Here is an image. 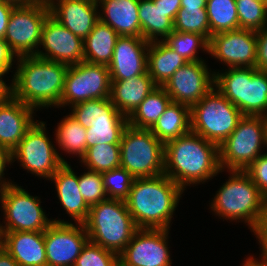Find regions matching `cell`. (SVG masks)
<instances>
[{
    "label": "cell",
    "mask_w": 267,
    "mask_h": 266,
    "mask_svg": "<svg viewBox=\"0 0 267 266\" xmlns=\"http://www.w3.org/2000/svg\"><path fill=\"white\" fill-rule=\"evenodd\" d=\"M36 110L12 95L0 102V147L13 150L34 124ZM34 113V114H33Z\"/></svg>",
    "instance_id": "cell-22"
},
{
    "label": "cell",
    "mask_w": 267,
    "mask_h": 266,
    "mask_svg": "<svg viewBox=\"0 0 267 266\" xmlns=\"http://www.w3.org/2000/svg\"><path fill=\"white\" fill-rule=\"evenodd\" d=\"M228 181L216 191L210 202V210L218 217L229 221L247 223L252 231L267 200L250 177L239 170H230Z\"/></svg>",
    "instance_id": "cell-4"
},
{
    "label": "cell",
    "mask_w": 267,
    "mask_h": 266,
    "mask_svg": "<svg viewBox=\"0 0 267 266\" xmlns=\"http://www.w3.org/2000/svg\"><path fill=\"white\" fill-rule=\"evenodd\" d=\"M264 1V4L266 6V9H267V0H263Z\"/></svg>",
    "instance_id": "cell-54"
},
{
    "label": "cell",
    "mask_w": 267,
    "mask_h": 266,
    "mask_svg": "<svg viewBox=\"0 0 267 266\" xmlns=\"http://www.w3.org/2000/svg\"><path fill=\"white\" fill-rule=\"evenodd\" d=\"M150 131L163 144L188 134L191 131L190 107L171 101Z\"/></svg>",
    "instance_id": "cell-28"
},
{
    "label": "cell",
    "mask_w": 267,
    "mask_h": 266,
    "mask_svg": "<svg viewBox=\"0 0 267 266\" xmlns=\"http://www.w3.org/2000/svg\"><path fill=\"white\" fill-rule=\"evenodd\" d=\"M50 15L83 40L99 21L97 0H47Z\"/></svg>",
    "instance_id": "cell-21"
},
{
    "label": "cell",
    "mask_w": 267,
    "mask_h": 266,
    "mask_svg": "<svg viewBox=\"0 0 267 266\" xmlns=\"http://www.w3.org/2000/svg\"><path fill=\"white\" fill-rule=\"evenodd\" d=\"M206 64V61L187 62L173 73L163 86L172 102L191 108L215 86V73Z\"/></svg>",
    "instance_id": "cell-17"
},
{
    "label": "cell",
    "mask_w": 267,
    "mask_h": 266,
    "mask_svg": "<svg viewBox=\"0 0 267 266\" xmlns=\"http://www.w3.org/2000/svg\"><path fill=\"white\" fill-rule=\"evenodd\" d=\"M163 42L187 62L205 61L197 55L198 49L203 50V53H209V40L197 33L173 31Z\"/></svg>",
    "instance_id": "cell-34"
},
{
    "label": "cell",
    "mask_w": 267,
    "mask_h": 266,
    "mask_svg": "<svg viewBox=\"0 0 267 266\" xmlns=\"http://www.w3.org/2000/svg\"><path fill=\"white\" fill-rule=\"evenodd\" d=\"M54 182L57 198L66 214H69L75 223L83 224L89 213L90 207L85 202L78 185V175L71 165L64 163L49 179Z\"/></svg>",
    "instance_id": "cell-25"
},
{
    "label": "cell",
    "mask_w": 267,
    "mask_h": 266,
    "mask_svg": "<svg viewBox=\"0 0 267 266\" xmlns=\"http://www.w3.org/2000/svg\"><path fill=\"white\" fill-rule=\"evenodd\" d=\"M108 199L126 200L130 194L134 177L122 167L101 173Z\"/></svg>",
    "instance_id": "cell-38"
},
{
    "label": "cell",
    "mask_w": 267,
    "mask_h": 266,
    "mask_svg": "<svg viewBox=\"0 0 267 266\" xmlns=\"http://www.w3.org/2000/svg\"><path fill=\"white\" fill-rule=\"evenodd\" d=\"M99 20L119 36L142 37L139 21V0H97ZM102 11V12H101Z\"/></svg>",
    "instance_id": "cell-24"
},
{
    "label": "cell",
    "mask_w": 267,
    "mask_h": 266,
    "mask_svg": "<svg viewBox=\"0 0 267 266\" xmlns=\"http://www.w3.org/2000/svg\"><path fill=\"white\" fill-rule=\"evenodd\" d=\"M0 245L19 266H47L44 231L0 232Z\"/></svg>",
    "instance_id": "cell-23"
},
{
    "label": "cell",
    "mask_w": 267,
    "mask_h": 266,
    "mask_svg": "<svg viewBox=\"0 0 267 266\" xmlns=\"http://www.w3.org/2000/svg\"><path fill=\"white\" fill-rule=\"evenodd\" d=\"M85 169L106 172L120 167V144H95L80 159Z\"/></svg>",
    "instance_id": "cell-35"
},
{
    "label": "cell",
    "mask_w": 267,
    "mask_h": 266,
    "mask_svg": "<svg viewBox=\"0 0 267 266\" xmlns=\"http://www.w3.org/2000/svg\"><path fill=\"white\" fill-rule=\"evenodd\" d=\"M147 71L156 86L163 87L173 73L187 61L163 41H152L147 51Z\"/></svg>",
    "instance_id": "cell-27"
},
{
    "label": "cell",
    "mask_w": 267,
    "mask_h": 266,
    "mask_svg": "<svg viewBox=\"0 0 267 266\" xmlns=\"http://www.w3.org/2000/svg\"><path fill=\"white\" fill-rule=\"evenodd\" d=\"M120 167L134 178L164 174V144L150 129L128 124L120 141Z\"/></svg>",
    "instance_id": "cell-9"
},
{
    "label": "cell",
    "mask_w": 267,
    "mask_h": 266,
    "mask_svg": "<svg viewBox=\"0 0 267 266\" xmlns=\"http://www.w3.org/2000/svg\"><path fill=\"white\" fill-rule=\"evenodd\" d=\"M181 7L206 8V0H181Z\"/></svg>",
    "instance_id": "cell-51"
},
{
    "label": "cell",
    "mask_w": 267,
    "mask_h": 266,
    "mask_svg": "<svg viewBox=\"0 0 267 266\" xmlns=\"http://www.w3.org/2000/svg\"><path fill=\"white\" fill-rule=\"evenodd\" d=\"M239 28L260 31L267 26V9L263 0H235Z\"/></svg>",
    "instance_id": "cell-37"
},
{
    "label": "cell",
    "mask_w": 267,
    "mask_h": 266,
    "mask_svg": "<svg viewBox=\"0 0 267 266\" xmlns=\"http://www.w3.org/2000/svg\"><path fill=\"white\" fill-rule=\"evenodd\" d=\"M251 232L254 233L256 240L258 239L261 248L260 256L267 257V200L265 201L262 214Z\"/></svg>",
    "instance_id": "cell-42"
},
{
    "label": "cell",
    "mask_w": 267,
    "mask_h": 266,
    "mask_svg": "<svg viewBox=\"0 0 267 266\" xmlns=\"http://www.w3.org/2000/svg\"><path fill=\"white\" fill-rule=\"evenodd\" d=\"M174 31L197 33L211 39L206 8L181 7L174 20Z\"/></svg>",
    "instance_id": "cell-36"
},
{
    "label": "cell",
    "mask_w": 267,
    "mask_h": 266,
    "mask_svg": "<svg viewBox=\"0 0 267 266\" xmlns=\"http://www.w3.org/2000/svg\"><path fill=\"white\" fill-rule=\"evenodd\" d=\"M184 190L167 175L135 178L125 200L138 228L170 230Z\"/></svg>",
    "instance_id": "cell-3"
},
{
    "label": "cell",
    "mask_w": 267,
    "mask_h": 266,
    "mask_svg": "<svg viewBox=\"0 0 267 266\" xmlns=\"http://www.w3.org/2000/svg\"><path fill=\"white\" fill-rule=\"evenodd\" d=\"M260 258L257 259L254 257V254L246 258L243 261L242 266H267V257L259 256ZM261 259V260H260Z\"/></svg>",
    "instance_id": "cell-50"
},
{
    "label": "cell",
    "mask_w": 267,
    "mask_h": 266,
    "mask_svg": "<svg viewBox=\"0 0 267 266\" xmlns=\"http://www.w3.org/2000/svg\"><path fill=\"white\" fill-rule=\"evenodd\" d=\"M138 16L142 37L148 42L163 41L174 31V22L163 11L160 2L139 0Z\"/></svg>",
    "instance_id": "cell-30"
},
{
    "label": "cell",
    "mask_w": 267,
    "mask_h": 266,
    "mask_svg": "<svg viewBox=\"0 0 267 266\" xmlns=\"http://www.w3.org/2000/svg\"><path fill=\"white\" fill-rule=\"evenodd\" d=\"M0 266H19L13 257L0 245Z\"/></svg>",
    "instance_id": "cell-48"
},
{
    "label": "cell",
    "mask_w": 267,
    "mask_h": 266,
    "mask_svg": "<svg viewBox=\"0 0 267 266\" xmlns=\"http://www.w3.org/2000/svg\"><path fill=\"white\" fill-rule=\"evenodd\" d=\"M168 229L139 228L119 254L120 266H172Z\"/></svg>",
    "instance_id": "cell-16"
},
{
    "label": "cell",
    "mask_w": 267,
    "mask_h": 266,
    "mask_svg": "<svg viewBox=\"0 0 267 266\" xmlns=\"http://www.w3.org/2000/svg\"><path fill=\"white\" fill-rule=\"evenodd\" d=\"M82 175L78 176V185L81 195L89 207L108 199L100 172L86 169Z\"/></svg>",
    "instance_id": "cell-40"
},
{
    "label": "cell",
    "mask_w": 267,
    "mask_h": 266,
    "mask_svg": "<svg viewBox=\"0 0 267 266\" xmlns=\"http://www.w3.org/2000/svg\"><path fill=\"white\" fill-rule=\"evenodd\" d=\"M221 172L219 146L198 134L190 131L164 144V174L183 190L208 182Z\"/></svg>",
    "instance_id": "cell-1"
},
{
    "label": "cell",
    "mask_w": 267,
    "mask_h": 266,
    "mask_svg": "<svg viewBox=\"0 0 267 266\" xmlns=\"http://www.w3.org/2000/svg\"><path fill=\"white\" fill-rule=\"evenodd\" d=\"M16 61V70L10 80L11 95L36 111L60 108L69 65L36 55L18 57Z\"/></svg>",
    "instance_id": "cell-2"
},
{
    "label": "cell",
    "mask_w": 267,
    "mask_h": 266,
    "mask_svg": "<svg viewBox=\"0 0 267 266\" xmlns=\"http://www.w3.org/2000/svg\"><path fill=\"white\" fill-rule=\"evenodd\" d=\"M14 4L15 6L28 5L37 2L38 0H3Z\"/></svg>",
    "instance_id": "cell-52"
},
{
    "label": "cell",
    "mask_w": 267,
    "mask_h": 266,
    "mask_svg": "<svg viewBox=\"0 0 267 266\" xmlns=\"http://www.w3.org/2000/svg\"><path fill=\"white\" fill-rule=\"evenodd\" d=\"M156 87L147 71L126 80L111 81L109 98L121 114L129 117Z\"/></svg>",
    "instance_id": "cell-26"
},
{
    "label": "cell",
    "mask_w": 267,
    "mask_h": 266,
    "mask_svg": "<svg viewBox=\"0 0 267 266\" xmlns=\"http://www.w3.org/2000/svg\"><path fill=\"white\" fill-rule=\"evenodd\" d=\"M14 4L0 0V39H4Z\"/></svg>",
    "instance_id": "cell-46"
},
{
    "label": "cell",
    "mask_w": 267,
    "mask_h": 266,
    "mask_svg": "<svg viewBox=\"0 0 267 266\" xmlns=\"http://www.w3.org/2000/svg\"><path fill=\"white\" fill-rule=\"evenodd\" d=\"M4 73H0V102L6 100L11 95V85L6 84L3 77Z\"/></svg>",
    "instance_id": "cell-49"
},
{
    "label": "cell",
    "mask_w": 267,
    "mask_h": 266,
    "mask_svg": "<svg viewBox=\"0 0 267 266\" xmlns=\"http://www.w3.org/2000/svg\"><path fill=\"white\" fill-rule=\"evenodd\" d=\"M49 15L47 0H38L13 8L4 41L17 58L36 55L41 42L42 28Z\"/></svg>",
    "instance_id": "cell-12"
},
{
    "label": "cell",
    "mask_w": 267,
    "mask_h": 266,
    "mask_svg": "<svg viewBox=\"0 0 267 266\" xmlns=\"http://www.w3.org/2000/svg\"><path fill=\"white\" fill-rule=\"evenodd\" d=\"M55 128V140L58 147L65 154H73L80 160L87 151L86 128H84L73 116L66 115Z\"/></svg>",
    "instance_id": "cell-32"
},
{
    "label": "cell",
    "mask_w": 267,
    "mask_h": 266,
    "mask_svg": "<svg viewBox=\"0 0 267 266\" xmlns=\"http://www.w3.org/2000/svg\"><path fill=\"white\" fill-rule=\"evenodd\" d=\"M74 266H120L119 255L88 241Z\"/></svg>",
    "instance_id": "cell-39"
},
{
    "label": "cell",
    "mask_w": 267,
    "mask_h": 266,
    "mask_svg": "<svg viewBox=\"0 0 267 266\" xmlns=\"http://www.w3.org/2000/svg\"><path fill=\"white\" fill-rule=\"evenodd\" d=\"M12 164V151L0 147V192L3 193L10 185L14 184L12 180L4 178L7 165Z\"/></svg>",
    "instance_id": "cell-44"
},
{
    "label": "cell",
    "mask_w": 267,
    "mask_h": 266,
    "mask_svg": "<svg viewBox=\"0 0 267 266\" xmlns=\"http://www.w3.org/2000/svg\"><path fill=\"white\" fill-rule=\"evenodd\" d=\"M214 71L215 87L243 115L267 116V72L256 67Z\"/></svg>",
    "instance_id": "cell-6"
},
{
    "label": "cell",
    "mask_w": 267,
    "mask_h": 266,
    "mask_svg": "<svg viewBox=\"0 0 267 266\" xmlns=\"http://www.w3.org/2000/svg\"><path fill=\"white\" fill-rule=\"evenodd\" d=\"M70 110L69 114L87 129V148L95 144H120L128 117L117 110L110 98L83 101Z\"/></svg>",
    "instance_id": "cell-10"
},
{
    "label": "cell",
    "mask_w": 267,
    "mask_h": 266,
    "mask_svg": "<svg viewBox=\"0 0 267 266\" xmlns=\"http://www.w3.org/2000/svg\"><path fill=\"white\" fill-rule=\"evenodd\" d=\"M210 33L239 29L235 0H206Z\"/></svg>",
    "instance_id": "cell-33"
},
{
    "label": "cell",
    "mask_w": 267,
    "mask_h": 266,
    "mask_svg": "<svg viewBox=\"0 0 267 266\" xmlns=\"http://www.w3.org/2000/svg\"><path fill=\"white\" fill-rule=\"evenodd\" d=\"M149 43L143 37L119 36L108 65L111 81L126 80L146 73Z\"/></svg>",
    "instance_id": "cell-20"
},
{
    "label": "cell",
    "mask_w": 267,
    "mask_h": 266,
    "mask_svg": "<svg viewBox=\"0 0 267 266\" xmlns=\"http://www.w3.org/2000/svg\"><path fill=\"white\" fill-rule=\"evenodd\" d=\"M244 172L259 188L262 195L267 199V152L261 154L251 163Z\"/></svg>",
    "instance_id": "cell-41"
},
{
    "label": "cell",
    "mask_w": 267,
    "mask_h": 266,
    "mask_svg": "<svg viewBox=\"0 0 267 266\" xmlns=\"http://www.w3.org/2000/svg\"><path fill=\"white\" fill-rule=\"evenodd\" d=\"M38 196H32L18 184L10 185L0 196L4 224L0 232L45 231L52 223L41 206Z\"/></svg>",
    "instance_id": "cell-13"
},
{
    "label": "cell",
    "mask_w": 267,
    "mask_h": 266,
    "mask_svg": "<svg viewBox=\"0 0 267 266\" xmlns=\"http://www.w3.org/2000/svg\"><path fill=\"white\" fill-rule=\"evenodd\" d=\"M118 38L116 31L99 20L83 40L84 61L108 66Z\"/></svg>",
    "instance_id": "cell-29"
},
{
    "label": "cell",
    "mask_w": 267,
    "mask_h": 266,
    "mask_svg": "<svg viewBox=\"0 0 267 266\" xmlns=\"http://www.w3.org/2000/svg\"><path fill=\"white\" fill-rule=\"evenodd\" d=\"M47 266H74L89 241L83 224L52 219L44 231Z\"/></svg>",
    "instance_id": "cell-15"
},
{
    "label": "cell",
    "mask_w": 267,
    "mask_h": 266,
    "mask_svg": "<svg viewBox=\"0 0 267 266\" xmlns=\"http://www.w3.org/2000/svg\"><path fill=\"white\" fill-rule=\"evenodd\" d=\"M46 122L36 120L12 150V163H21L22 169L49 180L64 164L69 163L55 148L46 133ZM16 159V160H15Z\"/></svg>",
    "instance_id": "cell-11"
},
{
    "label": "cell",
    "mask_w": 267,
    "mask_h": 266,
    "mask_svg": "<svg viewBox=\"0 0 267 266\" xmlns=\"http://www.w3.org/2000/svg\"><path fill=\"white\" fill-rule=\"evenodd\" d=\"M264 116L243 115L235 130L219 146L221 170L244 171L267 148Z\"/></svg>",
    "instance_id": "cell-8"
},
{
    "label": "cell",
    "mask_w": 267,
    "mask_h": 266,
    "mask_svg": "<svg viewBox=\"0 0 267 266\" xmlns=\"http://www.w3.org/2000/svg\"><path fill=\"white\" fill-rule=\"evenodd\" d=\"M36 56L75 65L84 60L83 39L74 35L55 18L49 15L42 28L41 42ZM44 49V51H43Z\"/></svg>",
    "instance_id": "cell-19"
},
{
    "label": "cell",
    "mask_w": 267,
    "mask_h": 266,
    "mask_svg": "<svg viewBox=\"0 0 267 266\" xmlns=\"http://www.w3.org/2000/svg\"><path fill=\"white\" fill-rule=\"evenodd\" d=\"M153 2H160L163 11L174 22L177 12L181 8V0H153Z\"/></svg>",
    "instance_id": "cell-47"
},
{
    "label": "cell",
    "mask_w": 267,
    "mask_h": 266,
    "mask_svg": "<svg viewBox=\"0 0 267 266\" xmlns=\"http://www.w3.org/2000/svg\"><path fill=\"white\" fill-rule=\"evenodd\" d=\"M170 102L171 98L166 90L157 86L128 117V124L136 128L151 129Z\"/></svg>",
    "instance_id": "cell-31"
},
{
    "label": "cell",
    "mask_w": 267,
    "mask_h": 266,
    "mask_svg": "<svg viewBox=\"0 0 267 266\" xmlns=\"http://www.w3.org/2000/svg\"><path fill=\"white\" fill-rule=\"evenodd\" d=\"M17 57L11 52L4 39H0V73L7 74L14 67Z\"/></svg>",
    "instance_id": "cell-45"
},
{
    "label": "cell",
    "mask_w": 267,
    "mask_h": 266,
    "mask_svg": "<svg viewBox=\"0 0 267 266\" xmlns=\"http://www.w3.org/2000/svg\"><path fill=\"white\" fill-rule=\"evenodd\" d=\"M265 122H266V133H267V116H264ZM267 135V134H266ZM267 149V148H266Z\"/></svg>",
    "instance_id": "cell-53"
},
{
    "label": "cell",
    "mask_w": 267,
    "mask_h": 266,
    "mask_svg": "<svg viewBox=\"0 0 267 266\" xmlns=\"http://www.w3.org/2000/svg\"><path fill=\"white\" fill-rule=\"evenodd\" d=\"M191 132L220 146L235 130L242 112L215 86L190 108Z\"/></svg>",
    "instance_id": "cell-7"
},
{
    "label": "cell",
    "mask_w": 267,
    "mask_h": 266,
    "mask_svg": "<svg viewBox=\"0 0 267 266\" xmlns=\"http://www.w3.org/2000/svg\"><path fill=\"white\" fill-rule=\"evenodd\" d=\"M256 68L267 72V26L256 32Z\"/></svg>",
    "instance_id": "cell-43"
},
{
    "label": "cell",
    "mask_w": 267,
    "mask_h": 266,
    "mask_svg": "<svg viewBox=\"0 0 267 266\" xmlns=\"http://www.w3.org/2000/svg\"><path fill=\"white\" fill-rule=\"evenodd\" d=\"M83 225L90 242L118 255L139 229L126 201L120 199H107L91 206Z\"/></svg>",
    "instance_id": "cell-5"
},
{
    "label": "cell",
    "mask_w": 267,
    "mask_h": 266,
    "mask_svg": "<svg viewBox=\"0 0 267 266\" xmlns=\"http://www.w3.org/2000/svg\"><path fill=\"white\" fill-rule=\"evenodd\" d=\"M111 79L108 66L82 61L69 65L65 76L60 107L110 97Z\"/></svg>",
    "instance_id": "cell-14"
},
{
    "label": "cell",
    "mask_w": 267,
    "mask_h": 266,
    "mask_svg": "<svg viewBox=\"0 0 267 266\" xmlns=\"http://www.w3.org/2000/svg\"><path fill=\"white\" fill-rule=\"evenodd\" d=\"M256 32L235 29L216 33L209 40V55L227 68L256 67Z\"/></svg>",
    "instance_id": "cell-18"
}]
</instances>
